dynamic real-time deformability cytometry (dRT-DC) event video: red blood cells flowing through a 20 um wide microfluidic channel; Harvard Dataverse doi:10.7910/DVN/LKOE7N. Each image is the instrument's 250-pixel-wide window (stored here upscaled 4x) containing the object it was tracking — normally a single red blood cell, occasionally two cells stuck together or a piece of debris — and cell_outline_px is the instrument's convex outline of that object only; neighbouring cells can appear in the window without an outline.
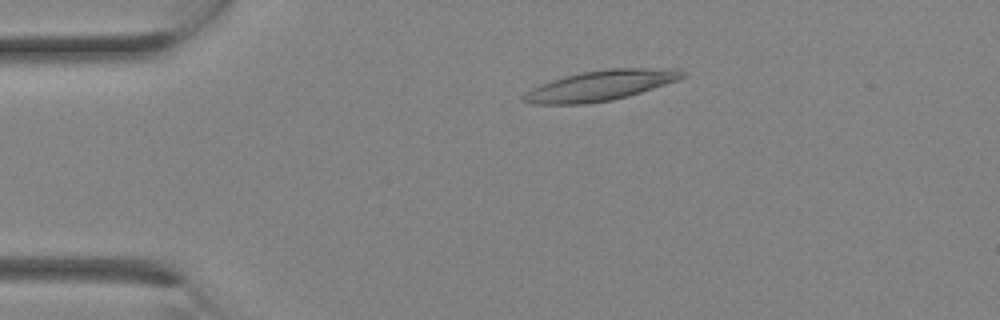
{"species": "Egyptian fruit bat (a non-hibernating species)", "species_latin": "Rousettus aegyptiacus", "temperature_condition": "room temperature", "stored_images_in_passage": 5, "camera_frame_rate_fps": 3000, "um_per_image_px": 0.085, "animal": {"sex": "female"}, "frame": {"image": 1, "passage_image": 1, "time_ms": 0.0, "image_size_px": [1000, 320], "cell_outline_px": [[688, 72], [684, 76], [676, 80], [628, 96], [612, 100], [588, 104], [532, 104], [520, 100], [520, 96], [532, 88], [540, 84], [564, 76], [584, 72], [608, 68], [676, 68]], "centroid_in_image_um": [51.01, 7.27], "position_along_channel_um": 34.0, "area_um2": 27.98}}
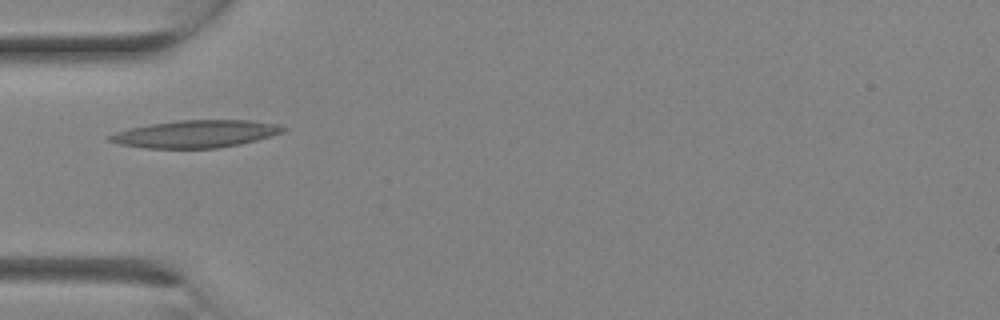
{"frame": {"image": 2, "passage_image": 4, "time_ms": 1.0, "image_size_px": [1000, 320], "cell_outline_px": [[288, 128], [284, 132], [256, 140], [240, 144], [216, 148], [144, 148], [120, 144], [108, 140], [104, 136], [116, 132], [132, 128], [152, 124], [180, 120], [248, 120], [280, 124]], "centroid_in_image_um": [16.66, 11.38], "position_along_channel_um": 68.3, "area_um2": 27.63}}